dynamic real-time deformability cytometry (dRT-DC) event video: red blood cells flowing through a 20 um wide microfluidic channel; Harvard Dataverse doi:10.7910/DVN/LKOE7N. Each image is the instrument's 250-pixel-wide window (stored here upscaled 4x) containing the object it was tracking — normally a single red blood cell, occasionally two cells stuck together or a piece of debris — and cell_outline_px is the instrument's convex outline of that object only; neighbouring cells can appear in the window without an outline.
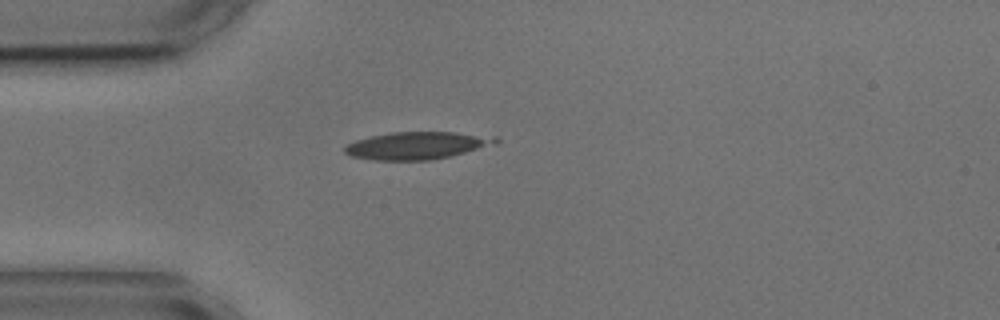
{"species": "common noctule bat (a hibernating species)", "species_latin": "Nyctalus noctula", "temperature_condition": "cold", "stored_images_in_passage": 2, "camera_frame_rate_fps": 3000, "um_per_image_px": 0.085, "animal": {"sex": "male", "body_mass_g": 17.9, "forearm_length_mm": 54.2}, "frame": {"image": 1, "passage_image": 1, "time_ms": 0.0, "image_size_px": [1000, 320], "cell_outline_px": [[500, 144], [432, 160], [376, 160], [352, 156], [344, 152], [344, 148], [348, 144], [356, 140], [372, 136], [392, 132], [452, 132], [500, 136]], "centroid_in_image_um": [35.56, 12.36], "position_along_channel_um": 49.4, "area_um2": 24.28}}